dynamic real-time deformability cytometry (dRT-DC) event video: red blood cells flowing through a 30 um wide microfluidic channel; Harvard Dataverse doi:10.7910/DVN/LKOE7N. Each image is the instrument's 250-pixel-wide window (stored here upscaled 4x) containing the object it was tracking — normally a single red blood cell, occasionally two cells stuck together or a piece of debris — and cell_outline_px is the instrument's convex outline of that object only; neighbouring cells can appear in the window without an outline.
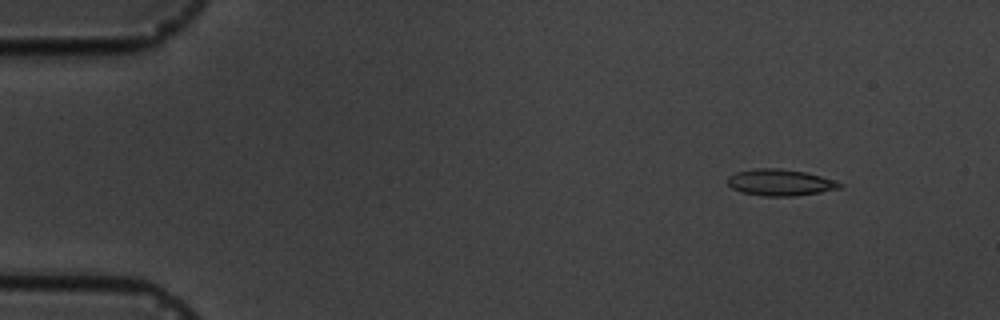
{"species": "common noctule bat (a hibernating species)", "species_latin": "Nyctalus noctula", "temperature_condition": "cold", "stored_images_in_passage": 3, "camera_frame_rate_fps": 3000, "um_per_image_px": 0.085, "animal": {"sex": "male", "body_mass_g": 19.5, "forearm_length_mm": 54.6}, "frame": {"image": 1, "passage_image": 1, "time_ms": 0.0, "image_size_px": [1000, 320], "cell_outline_px": [[844, 184], [840, 188], [820, 192], [796, 196], [764, 196], [744, 192], [732, 188], [728, 184], [728, 176], [736, 172], [756, 168], [780, 168], [804, 172], [836, 180]], "centroid_in_image_um": [66.33, 15.5], "position_along_channel_um": 18.7, "area_um2": 17.22}}
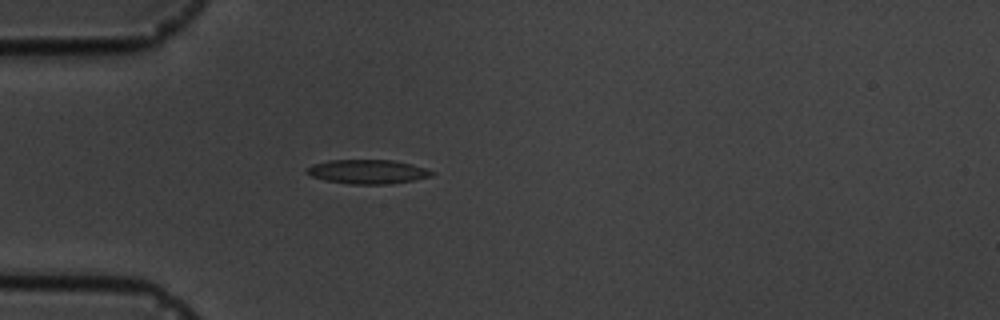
{"frame": {"image": 2, "passage_image": 3, "time_ms": 3.333, "image_size_px": [1000, 320], "cell_outline_px": [[436, 172], [432, 176], [392, 184], [352, 184], [324, 180], [312, 176], [304, 172], [304, 168], [312, 164], [328, 160], [392, 160], [412, 164]], "centroid_in_image_um": [31.21, 14.59], "position_along_channel_um": 53.8, "area_um2": 17.69}}